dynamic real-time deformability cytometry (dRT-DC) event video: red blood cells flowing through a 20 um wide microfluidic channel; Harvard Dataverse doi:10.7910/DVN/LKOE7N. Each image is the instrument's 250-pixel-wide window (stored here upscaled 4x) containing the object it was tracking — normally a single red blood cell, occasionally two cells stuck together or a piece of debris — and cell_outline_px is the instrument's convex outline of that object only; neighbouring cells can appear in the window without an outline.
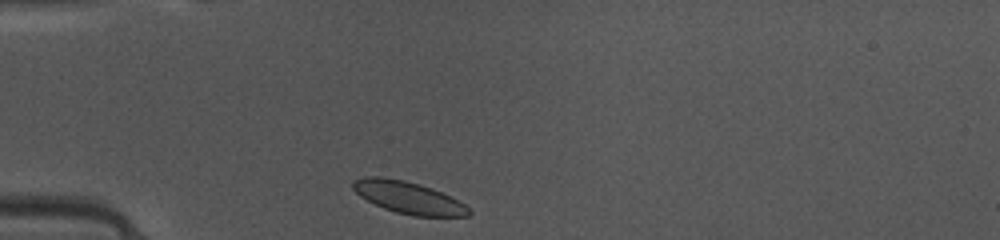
{"species": "common noctule bat (a hibernating species)", "species_latin": "Nyctalus noctula", "temperature_condition": "warm", "stored_images_in_passage": 36, "camera_frame_rate_fps": 3000, "um_per_image_px": 0.085, "animal": {"sex": "female", "body_mass_g": 10.0, "forearm_length_mm": 53.1}, "frame": {"image": 1, "passage_image": 1, "time_ms": 0.0, "image_size_px": [1000, 240], "cell_outline_px": [[472, 212], [468, 216], [412, 216], [396, 212], [384, 208], [360, 196], [352, 188], [352, 180], [364, 176], [380, 176], [404, 180], [432, 188], [464, 204]], "centroid_in_image_um": [34.67, 16.78], "position_along_channel_um": 50.3, "area_um2": 21.44}}
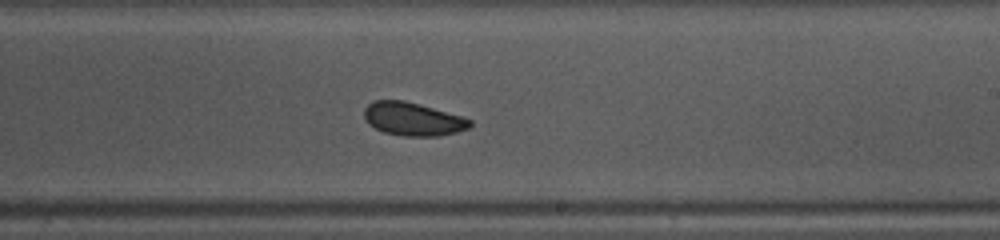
{"frame": {"image": 2, "passage_image": 17, "time_ms": 5.333, "image_size_px": [1000, 240], "cell_outline_px": [[472, 124], [468, 128], [456, 132], [440, 136], [404, 136], [384, 132], [368, 124], [364, 120], [364, 108], [372, 100], [404, 100], [420, 104], [460, 116], [472, 120]], "centroid_in_image_um": [35.06, 10.11], "position_along_channel_um": 253.9, "area_um2": 20.52}}
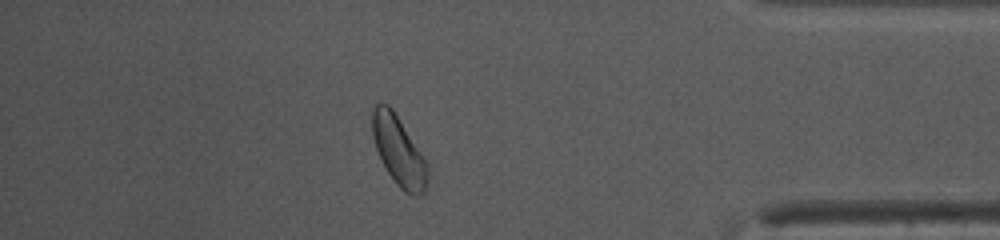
{"frame": {"image": 3, "passage_image": 30, "time_ms": 9.667, "image_size_px": [1000, 240], "cell_outline_px": [[428, 180], [424, 192], [420, 196], [412, 196], [404, 192], [396, 184], [388, 172], [376, 148], [372, 136], [372, 108], [380, 100], [388, 104], [392, 108], [428, 164]], "centroid_in_image_um": [33.89, 12.83], "position_along_channel_um": 401.3, "area_um2": 22.31}, "authors_computed_cell_mechanics": {"area_um2": 21.1548, "velocity_mm_per_s": 4.0918, "shape_relaxation_time_tau1_ms": 4.2496, "shape_relaxation_time_tau2_ms": 1.8726, "deformation_change_tau1": 0.1138, "deformation_change_tau2": 0.0467}}